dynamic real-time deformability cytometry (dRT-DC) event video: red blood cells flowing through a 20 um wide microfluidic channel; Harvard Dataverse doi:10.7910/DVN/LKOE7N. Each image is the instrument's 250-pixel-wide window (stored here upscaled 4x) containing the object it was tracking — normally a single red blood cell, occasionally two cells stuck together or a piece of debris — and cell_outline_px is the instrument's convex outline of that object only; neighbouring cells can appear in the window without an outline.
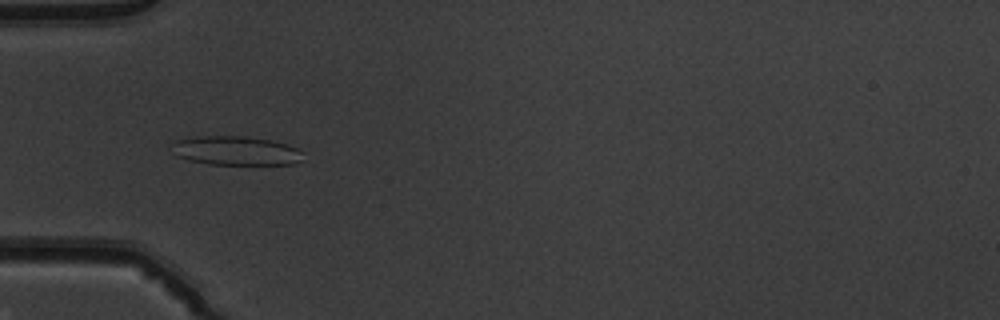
{"species": "common noctule bat (a hibernating species)", "species_latin": "Nyctalus noctula", "temperature_condition": "warm", "stored_images_in_passage": 45, "camera_frame_rate_fps": 3000, "um_per_image_px": 0.085, "animal": {"sex": "male", "body_mass_g": 19.5, "forearm_length_mm": 54.6}, "frame": {"image": 1, "passage_image": 11, "time_ms": 3.333, "image_size_px": [1000, 320], "cell_outline_px": [[304, 160], [292, 164], [208, 164], [188, 160], [176, 156], [172, 144], [176, 140], [192, 136], [244, 136], [272, 140], [296, 148], [304, 152]], "centroid_in_image_um": [20.06, 12.81], "position_along_channel_um": 64.9, "area_um2": 22.31}}
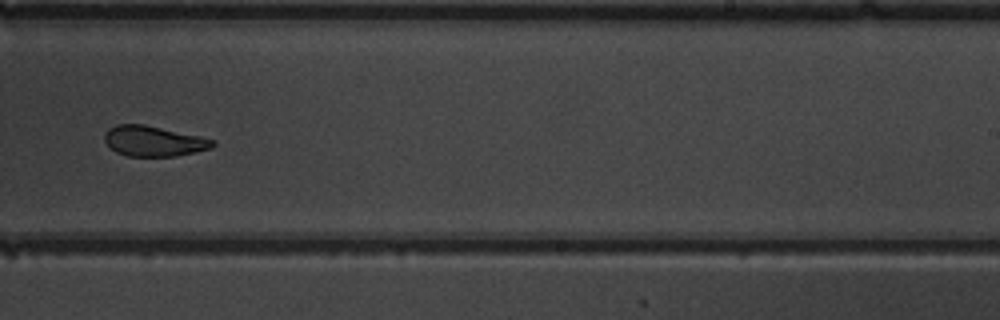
{"frame": {"image": 2, "passage_image": 27, "time_ms": 8.667, "image_size_px": [1000, 320], "cell_outline_px": [[216, 144], [212, 148], [196, 152], [176, 156], [128, 156], [116, 152], [104, 140], [104, 132], [108, 128], [116, 124], [144, 124], [200, 136], [216, 140]], "centroid_in_image_um": [13.07, 11.99], "position_along_channel_um": 275.9, "area_um2": 19.25}}
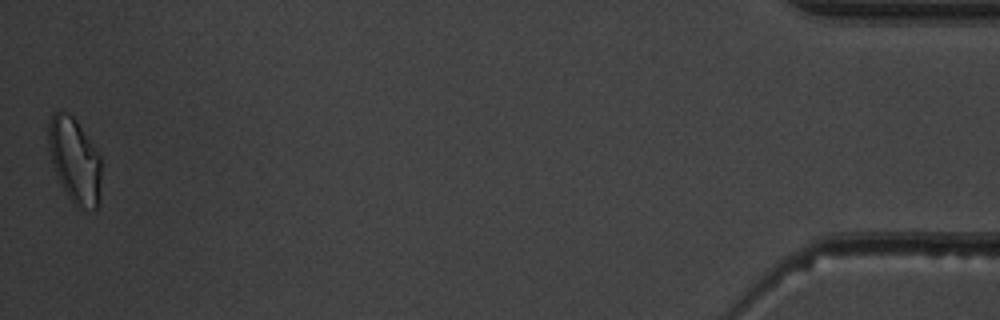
{"frame": {"image": 3, "passage_image": 45, "time_ms": 14.667, "image_size_px": [1000, 320], "cell_outline_px": [[100, 180], [96, 208], [76, 208], [68, 196], [56, 172], [48, 148], [48, 124], [52, 112], [68, 112], [76, 120], [100, 156]], "centroid_in_image_um": [6.32, 13.59], "position_along_channel_um": 428.9, "area_um2": 25.55}, "authors_computed_cell_mechanics": {"area_um2": 21.5016, "velocity_mm_per_s": 3.9951, "shape_relaxation_time_tau1_ms": 7.205, "shape_relaxation_time_tau2_ms": 2.3188, "deformation_change_tau1": 0.1724, "deformation_change_tau2": 0.098}}